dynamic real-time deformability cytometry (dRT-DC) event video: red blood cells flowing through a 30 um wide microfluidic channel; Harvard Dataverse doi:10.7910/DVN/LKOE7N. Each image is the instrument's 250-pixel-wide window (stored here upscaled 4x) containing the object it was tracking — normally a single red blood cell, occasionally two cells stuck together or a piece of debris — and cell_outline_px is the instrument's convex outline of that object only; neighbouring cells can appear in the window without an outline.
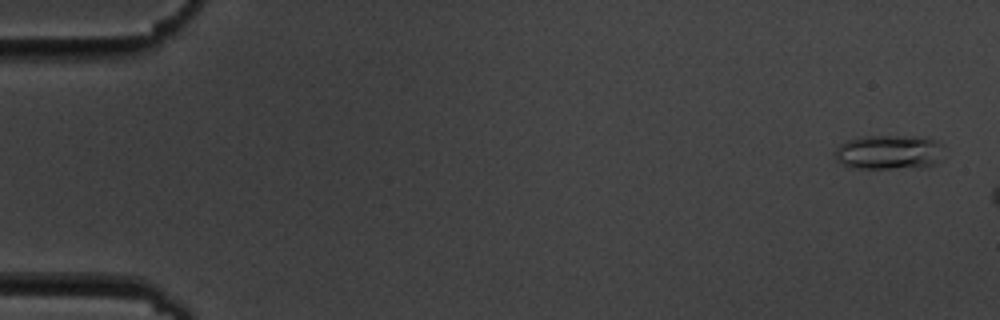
{"species": "common noctule bat (a hibernating species)", "species_latin": "Nyctalus noctula", "temperature_condition": "cold", "stored_images_in_passage": 3, "camera_frame_rate_fps": 3000, "um_per_image_px": 0.085, "animal": {"sex": "male", "body_mass_g": 19.5, "forearm_length_mm": 54.6}, "frame": {"image": 1, "passage_image": 1, "time_ms": 0.0, "image_size_px": [1000, 320], "cell_outline_px": [[944, 144], [940, 160], [932, 164], [920, 168], [848, 168], [840, 164], [836, 160], [836, 148], [844, 140], [864, 136], [904, 136], [940, 140]], "centroid_in_image_um": [75.55, 12.94], "position_along_channel_um": 9.5, "area_um2": 22.25}}